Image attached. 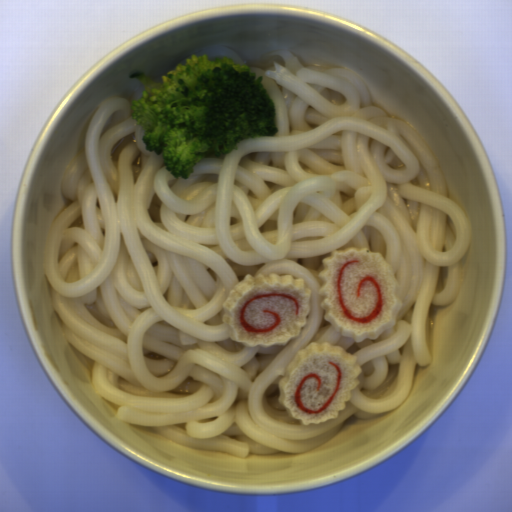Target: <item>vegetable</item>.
<instances>
[{"label": "vegetable", "mask_w": 512, "mask_h": 512, "mask_svg": "<svg viewBox=\"0 0 512 512\" xmlns=\"http://www.w3.org/2000/svg\"><path fill=\"white\" fill-rule=\"evenodd\" d=\"M142 96L133 100V121L144 129L142 143L178 180L188 179L206 157L217 158L238 149L247 138L274 136L276 107L262 80L248 64L228 56L211 60L191 53L185 62L156 81L141 71Z\"/></svg>", "instance_id": "vegetable-1"}]
</instances>
